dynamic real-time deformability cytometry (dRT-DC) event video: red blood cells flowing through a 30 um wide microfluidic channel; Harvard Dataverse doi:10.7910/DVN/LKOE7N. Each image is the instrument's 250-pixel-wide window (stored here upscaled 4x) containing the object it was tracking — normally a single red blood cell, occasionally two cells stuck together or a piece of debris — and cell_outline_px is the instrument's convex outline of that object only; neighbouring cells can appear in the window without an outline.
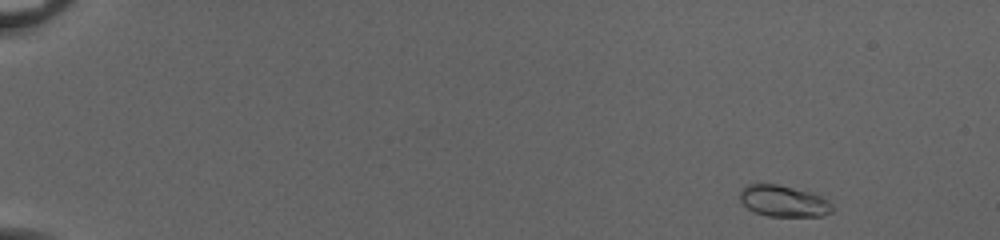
{"species": "common noctule bat (a hibernating species)", "species_latin": "Nyctalus noctula", "temperature_condition": "cold", "stored_images_in_passage": 49, "camera_frame_rate_fps": 3000, "um_per_image_px": 0.085, "animal": {"sex": "female", "body_mass_g": 20.0, "forearm_length_mm": 54.0}, "frame": {"image": 1, "passage_image": 1, "time_ms": 0.0, "image_size_px": [1000, 240], "cell_outline_px": [[832, 212], [824, 216], [768, 216], [756, 212], [748, 208], [740, 200], [740, 192], [748, 184], [776, 184], [808, 192], [820, 196], [828, 200], [832, 204]], "centroid_in_image_um": [66.62, 17.1], "position_along_channel_um": 18.4, "area_um2": 16.59}}
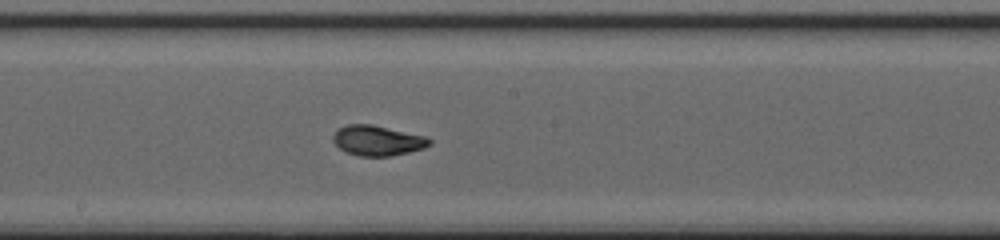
{"frame": {"image": 2, "passage_image": 27, "time_ms": 8.667, "image_size_px": [1000, 240], "cell_outline_px": [[432, 144], [424, 148], [392, 156], [360, 156], [348, 152], [340, 148], [332, 140], [332, 136], [340, 128], [348, 124], [372, 124], [428, 136], [432, 140]], "centroid_in_image_um": [32.15, 11.94], "position_along_channel_um": 216.1, "area_um2": 16.99}}
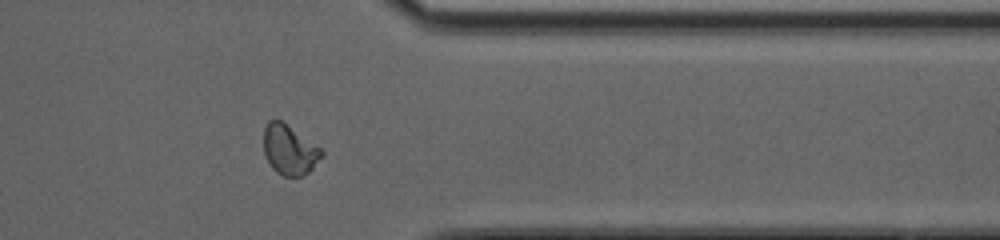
{"frame": {"image": 3, "passage_image": 40, "time_ms": 13.0, "image_size_px": [1000, 240], "cell_outline_px": [[324, 152], [312, 168], [308, 172], [300, 176], [284, 176], [276, 172], [272, 168], [264, 156], [264, 128], [268, 120], [280, 120], [320, 148]], "centroid_in_image_um": [24.56, 12.74], "position_along_channel_um": 386.8, "area_um2": 16.47}, "authors_computed_cell_mechanics": {"area_um2": 16.5886, "velocity_mm_per_s": 4.0504, "shape_relaxation_time_tau1_ms": 3.522, "shape_relaxation_time_tau2_ms": null, "deformation_change_tau1": 0.1302, "deformation_change_tau2": null}}